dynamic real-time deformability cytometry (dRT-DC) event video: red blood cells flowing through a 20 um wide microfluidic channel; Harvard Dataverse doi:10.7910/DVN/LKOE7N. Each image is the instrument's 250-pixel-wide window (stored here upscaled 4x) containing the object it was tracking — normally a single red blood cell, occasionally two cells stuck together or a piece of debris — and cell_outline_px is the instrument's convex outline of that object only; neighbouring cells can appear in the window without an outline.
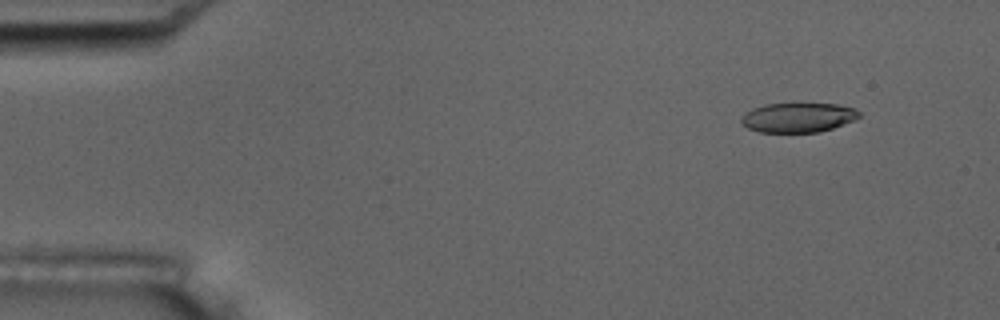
{"species": "common noctule bat (a hibernating species)", "species_latin": "Nyctalus noctula", "temperature_condition": "room temperature", "stored_images_in_passage": 4, "camera_frame_rate_fps": 3000, "um_per_image_px": 0.085, "animal": {"sex": "male", "body_mass_g": 17.5, "forearm_length_mm": 52.3}, "frame": {"image": 1, "passage_image": 2, "time_ms": 0.333, "image_size_px": [1000, 320], "cell_outline_px": [[860, 116], [856, 120], [820, 132], [760, 132], [748, 128], [740, 120], [752, 108], [764, 104], [792, 100], [800, 100], [836, 104], [856, 108], [860, 112]], "centroid_in_image_um": [67.89, 9.92], "position_along_channel_um": 17.1, "area_um2": 21.33}}